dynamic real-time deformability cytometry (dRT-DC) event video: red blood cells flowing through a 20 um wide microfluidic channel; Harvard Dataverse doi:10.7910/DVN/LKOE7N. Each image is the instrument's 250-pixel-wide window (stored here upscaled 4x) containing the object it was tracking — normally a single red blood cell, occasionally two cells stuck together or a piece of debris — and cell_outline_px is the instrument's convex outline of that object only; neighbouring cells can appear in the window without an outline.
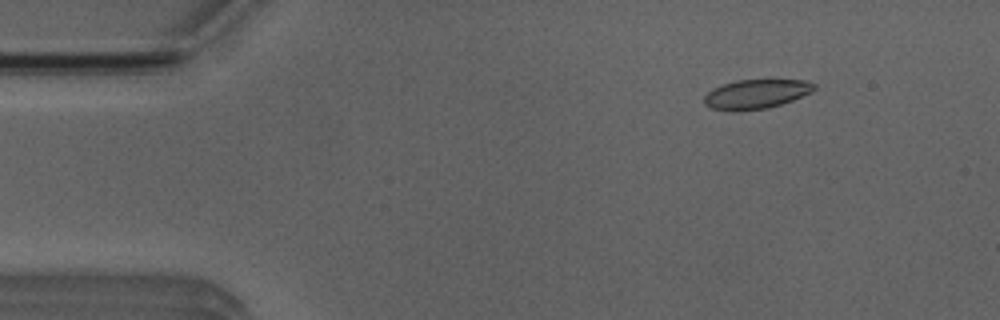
{"species": "Egyptian fruit bat (a non-hibernating species)", "species_latin": "Rousettus aegyptiacus", "temperature_condition": "room temperature", "stored_images_in_passage": 4, "camera_frame_rate_fps": 3000, "um_per_image_px": 0.085, "animal": {"sex": "male"}, "frame": {"image": 1, "passage_image": 2, "time_ms": 2.0, "image_size_px": [1000, 320], "cell_outline_px": [[816, 88], [812, 92], [792, 100], [768, 108], [712, 108], [704, 104], [704, 96], [712, 88], [736, 80], [804, 80], [816, 84]], "centroid_in_image_um": [64.33, 7.94], "position_along_channel_um": 20.7, "area_um2": 18.03}}